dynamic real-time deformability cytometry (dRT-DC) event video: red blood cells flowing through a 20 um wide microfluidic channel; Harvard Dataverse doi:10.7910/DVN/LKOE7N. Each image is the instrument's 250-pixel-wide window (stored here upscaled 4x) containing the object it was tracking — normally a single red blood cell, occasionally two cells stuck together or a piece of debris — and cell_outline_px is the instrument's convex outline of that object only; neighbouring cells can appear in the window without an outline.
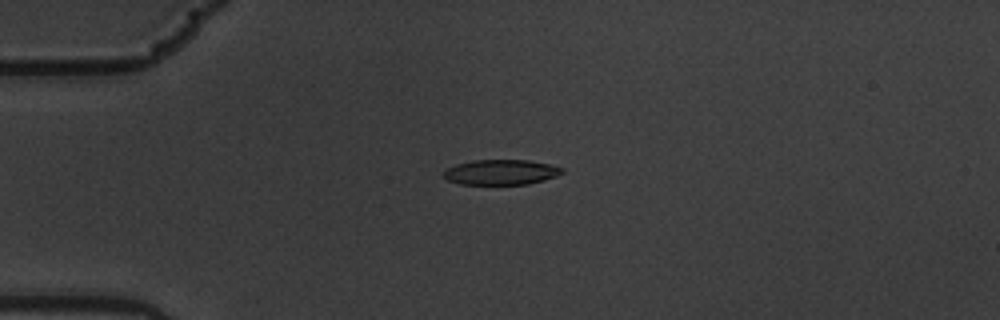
{"species": "common noctule bat (a hibernating species)", "species_latin": "Nyctalus noctula", "temperature_condition": "warm", "stored_images_in_passage": 2, "camera_frame_rate_fps": 3000, "um_per_image_px": 0.085, "animal": {"sex": "male", "body_mass_g": 19.5, "forearm_length_mm": 54.6}, "frame": {"image": 1, "passage_image": 1, "time_ms": 0.0, "image_size_px": [1000, 320], "cell_outline_px": [[564, 172], [556, 176], [544, 180], [528, 184], [460, 184], [448, 180], [444, 176], [444, 172], [448, 168], [456, 164], [472, 160], [528, 160], [548, 164], [564, 168]], "centroid_in_image_um": [42.6, 14.63], "position_along_channel_um": 42.4, "area_um2": 17.28}}